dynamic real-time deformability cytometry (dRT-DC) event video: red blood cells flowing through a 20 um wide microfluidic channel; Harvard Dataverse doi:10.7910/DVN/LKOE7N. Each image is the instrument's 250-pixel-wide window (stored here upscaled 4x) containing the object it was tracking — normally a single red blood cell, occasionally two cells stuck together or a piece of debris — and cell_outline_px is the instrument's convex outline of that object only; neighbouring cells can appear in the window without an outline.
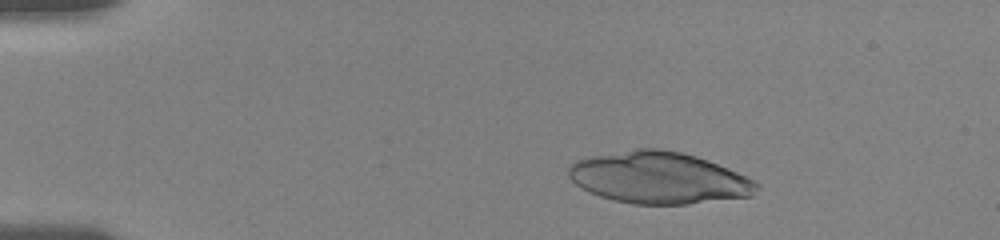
{"species": "human", "species_latin": "Homo sapiens", "temperature_condition": "room temperature", "stored_images_in_passage": 17, "camera_frame_rate_fps": 3000, "um_per_image_px": 0.085, "donor": {"sex": "female"}, "frame": {"image": 1, "passage_image": 3, "time_ms": 1.667, "image_size_px": [1000, 240], "cell_outline_px": [[760, 188], [752, 196], [688, 204], [632, 204], [612, 200], [600, 196], [580, 188], [568, 176], [568, 168], [576, 160], [588, 156], [636, 148], [660, 148], [680, 152], [696, 156], [708, 160], [736, 172], [760, 184]], "centroid_in_image_um": [55.97, 15.11], "position_along_channel_um": 29.0, "area_um2": 56.82}}